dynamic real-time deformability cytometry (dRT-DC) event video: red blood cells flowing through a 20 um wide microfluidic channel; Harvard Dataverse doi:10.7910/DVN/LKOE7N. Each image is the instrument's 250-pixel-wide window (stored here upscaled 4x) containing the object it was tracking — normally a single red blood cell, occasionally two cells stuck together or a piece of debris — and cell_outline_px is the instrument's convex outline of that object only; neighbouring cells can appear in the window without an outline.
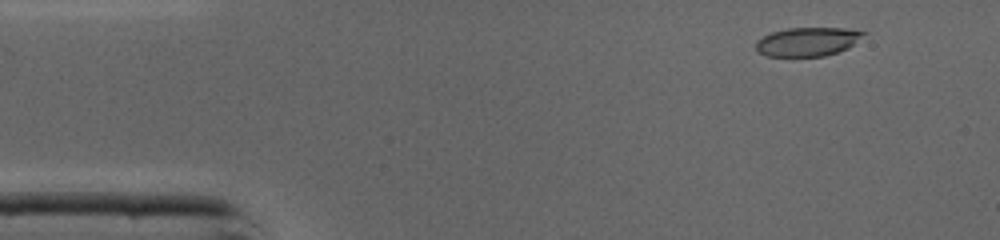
{"species": "common noctule bat (a hibernating species)", "species_latin": "Nyctalus noctula", "temperature_condition": "cold", "stored_images_in_passage": 45, "camera_frame_rate_fps": 3000, "um_per_image_px": 0.085, "animal": {"sex": "male", "body_mass_g": 19.0, "forearm_length_mm": 50.8}, "frame": {"image": 1, "passage_image": 4, "time_ms": 1.0, "image_size_px": [1000, 240], "cell_outline_px": [[868, 32], [848, 48], [824, 56], [768, 56], [760, 52], [756, 48], [756, 40], [772, 32], [788, 28], [844, 28]], "centroid_in_image_um": [68.65, 3.54], "position_along_channel_um": 16.3, "area_um2": 17.86}}
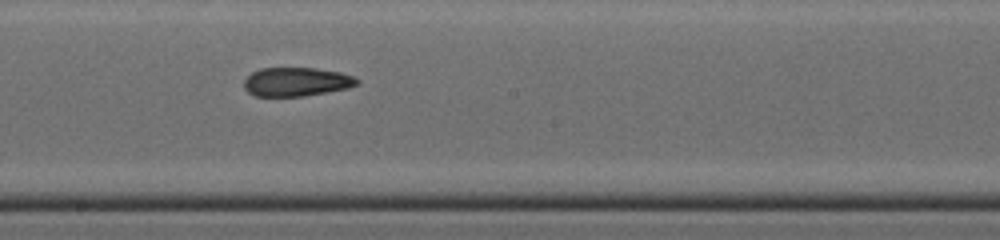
{"frame": {"image": 2, "passage_image": 24, "time_ms": 7.667, "image_size_px": [1000, 240], "cell_outline_px": [[360, 84], [348, 88], [304, 96], [256, 96], [248, 92], [244, 88], [244, 80], [252, 72], [260, 68], [316, 68], [340, 72], [352, 76], [360, 80]], "centroid_in_image_um": [25.21, 6.95], "position_along_channel_um": 223.0, "area_um2": 19.02}}
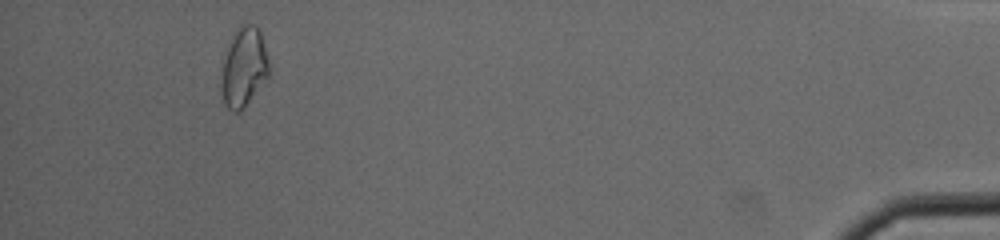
{"frame": {"image": 3, "passage_image": 42, "time_ms": 13.667, "image_size_px": [1000, 240], "cell_outline_px": [[268, 76], [240, 112], [232, 112], [224, 104], [220, 92], [224, 60], [232, 32], [236, 28], [244, 24], [252, 24], [260, 32], [268, 60]], "centroid_in_image_um": [20.69, 5.73], "position_along_channel_um": 414.5, "area_um2": 21.68}, "authors_computed_cell_mechanics": {"area_um2": 19.8254, "velocity_mm_per_s": 4.3874, "shape_relaxation_time_tau1_ms": null, "shape_relaxation_time_tau2_ms": 3.6487, "deformation_change_tau1": null, "deformation_change_tau2": 0.1045}}